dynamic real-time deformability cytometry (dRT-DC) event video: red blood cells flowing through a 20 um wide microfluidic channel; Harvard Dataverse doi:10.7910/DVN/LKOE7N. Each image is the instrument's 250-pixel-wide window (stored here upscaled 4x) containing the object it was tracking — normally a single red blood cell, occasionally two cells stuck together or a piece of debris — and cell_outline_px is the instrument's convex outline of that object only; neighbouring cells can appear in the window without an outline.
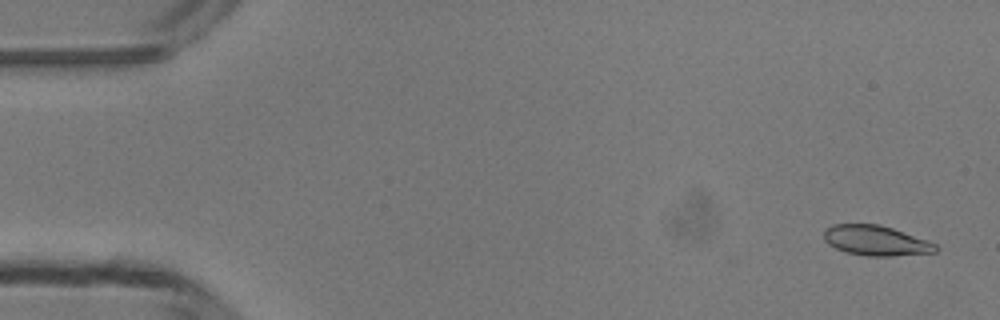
{"species": "common noctule bat (a hibernating species)", "species_latin": "Nyctalus noctula", "temperature_condition": "room temperature", "stored_images_in_passage": 49, "camera_frame_rate_fps": 3000, "um_per_image_px": 0.085, "animal": {"sex": "male", "body_mass_g": 13.3}, "frame": {"image": 1, "passage_image": 2, "time_ms": 0.333, "image_size_px": [1000, 320], "cell_outline_px": [[936, 252], [892, 256], [868, 256], [844, 252], [828, 244], [824, 240], [824, 228], [832, 224], [880, 224], [928, 240], [936, 244]], "centroid_in_image_um": [74.41, 20.44], "position_along_channel_um": 10.6, "area_um2": 19.65}}
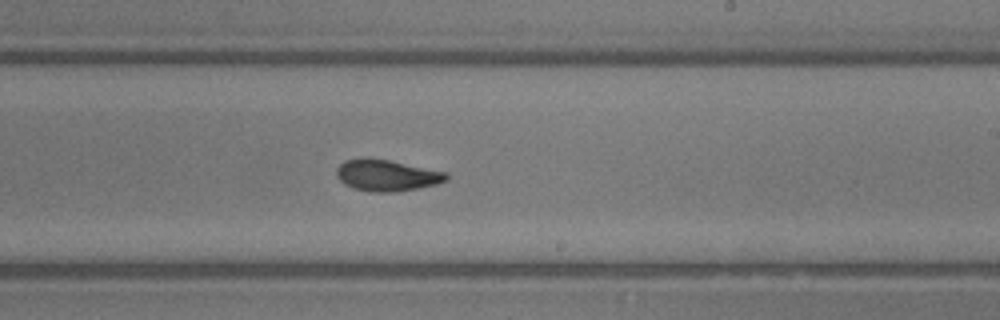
{"frame": {"image": 2, "passage_image": 29, "time_ms": 9.333, "image_size_px": [1000, 320], "cell_outline_px": [[448, 180], [436, 184], [420, 188], [396, 192], [372, 192], [352, 188], [344, 184], [336, 176], [336, 168], [344, 160], [364, 156], [368, 156], [448, 172]], "centroid_in_image_um": [32.85, 14.89], "position_along_channel_um": 256.2, "area_um2": 20.52}}
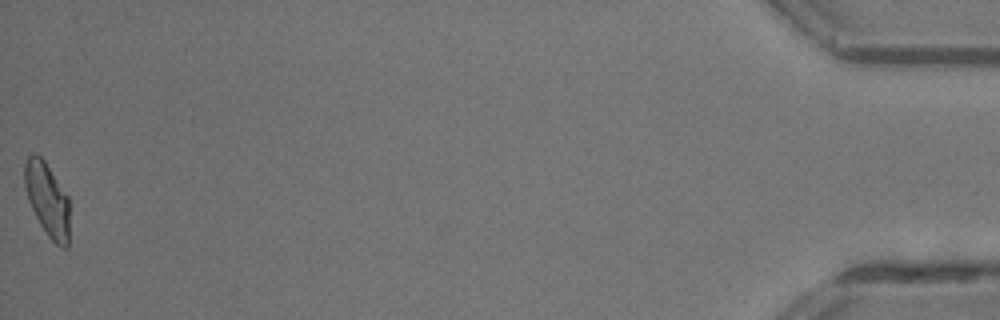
{"frame": {"image": 3, "passage_image": 49, "time_ms": 16.0, "image_size_px": [1000, 320], "cell_outline_px": [[68, 248], [60, 248], [48, 236], [40, 224], [28, 200], [24, 184], [24, 164], [28, 156], [32, 152], [36, 152], [44, 160], [68, 196]], "centroid_in_image_um": [4.0, 16.93], "position_along_channel_um": 431.2, "area_um2": 19.19}, "authors_computed_cell_mechanics": {"area_um2": 19.941, "velocity_mm_per_s": 4.1897, "shape_relaxation_time_tau1_ms": 5.2935, "shape_relaxation_time_tau2_ms": 1.8712, "deformation_change_tau1": 0.1643, "deformation_change_tau2": 0.064}}